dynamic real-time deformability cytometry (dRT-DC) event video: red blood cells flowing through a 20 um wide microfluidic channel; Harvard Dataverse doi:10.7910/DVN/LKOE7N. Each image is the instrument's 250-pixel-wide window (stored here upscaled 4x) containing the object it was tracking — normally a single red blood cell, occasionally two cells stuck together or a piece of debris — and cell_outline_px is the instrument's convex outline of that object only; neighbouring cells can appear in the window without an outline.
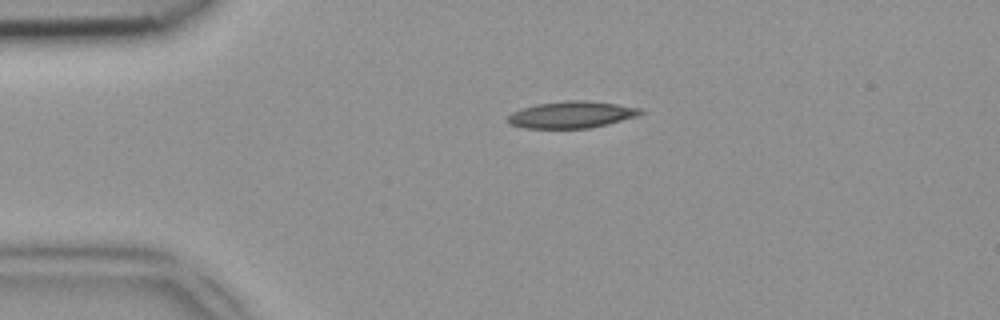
{"species": "common noctule bat (a hibernating species)", "species_latin": "Nyctalus noctula", "temperature_condition": "room temperature", "stored_images_in_passage": 40, "camera_frame_rate_fps": 3000, "um_per_image_px": 0.085, "animal": {"sex": "female", "body_mass_g": 18.4}, "frame": {"image": 1, "passage_image": 3, "time_ms": 0.667, "image_size_px": [1000, 320], "cell_outline_px": [[644, 112], [636, 116], [608, 124], [588, 128], [524, 128], [508, 124], [508, 116], [512, 112], [536, 104], [564, 100], [584, 100], [616, 104], [644, 108]], "centroid_in_image_um": [48.59, 9.74], "position_along_channel_um": 36.4, "area_um2": 20.69}}
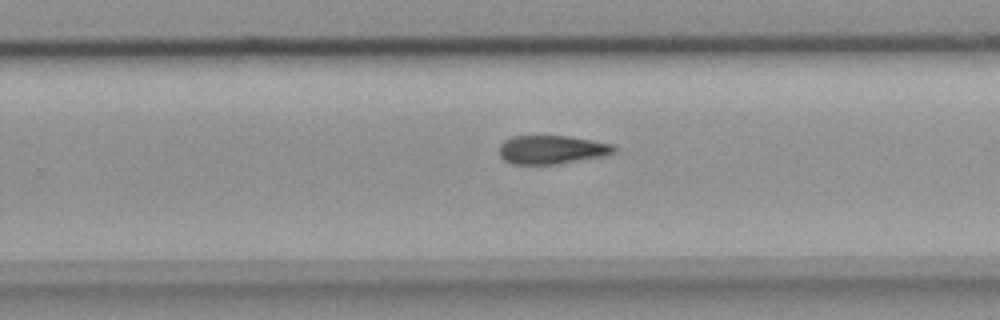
{"frame": {"image": 2, "passage_image": 23, "time_ms": 7.333, "image_size_px": [1000, 320], "cell_outline_px": [[616, 152], [604, 156], [556, 164], [516, 164], [504, 160], [500, 156], [500, 144], [504, 140], [512, 136], [568, 136], [612, 144], [616, 148]], "centroid_in_image_um": [46.9, 12.72], "position_along_channel_um": 282.9, "area_um2": 19.02}}
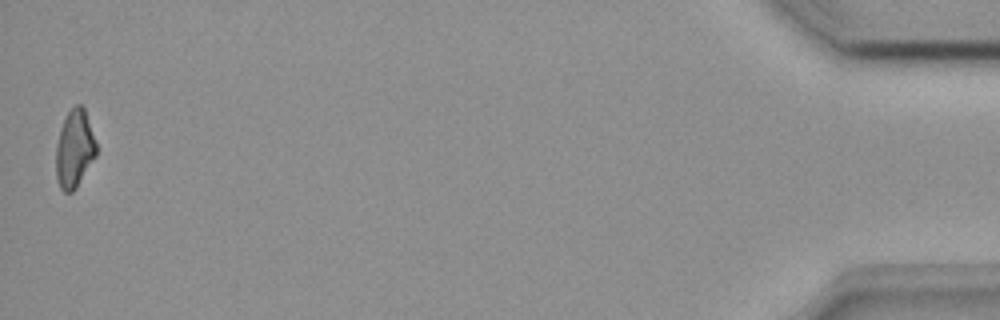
{"frame": {"image": 3, "passage_image": 40, "time_ms": 13.0, "image_size_px": [1000, 320], "cell_outline_px": [[96, 156], [76, 188], [72, 192], [64, 192], [60, 188], [56, 180], [56, 144], [60, 128], [68, 112], [76, 104], [80, 104], [84, 108], [96, 144]], "centroid_in_image_um": [6.31, 12.68], "position_along_channel_um": 428.9, "area_um2": 18.15}}